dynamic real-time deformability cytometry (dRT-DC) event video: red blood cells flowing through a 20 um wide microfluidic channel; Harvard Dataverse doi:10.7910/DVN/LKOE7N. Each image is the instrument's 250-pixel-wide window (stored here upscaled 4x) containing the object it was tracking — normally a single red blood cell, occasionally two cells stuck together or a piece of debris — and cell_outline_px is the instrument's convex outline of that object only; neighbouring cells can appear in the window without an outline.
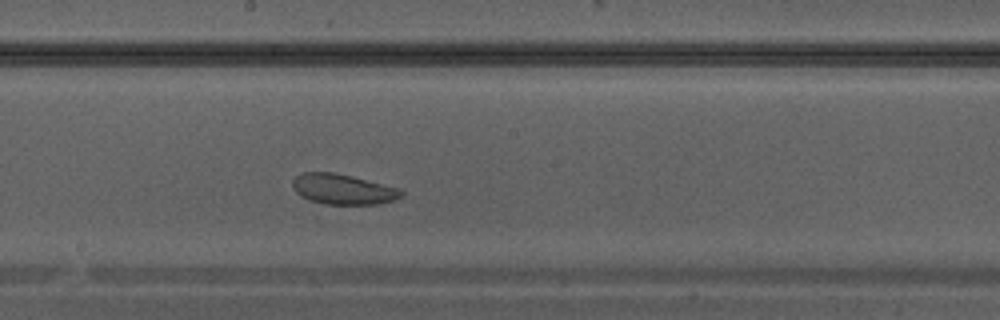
{"species": "Egyptian fruit bat (a non-hibernating species)", "species_latin": "Rousettus aegyptiacus", "temperature_condition": "warm", "stored_images_in_passage": 30, "camera_frame_rate_fps": 3000, "um_per_image_px": 0.085, "animal": {"sex": "male"}, "frame": {"image": 1, "passage_image": 13, "time_ms": 4.0, "image_size_px": [1000, 320], "cell_outline_px": [[404, 196], [396, 200], [380, 204], [324, 204], [308, 200], [300, 196], [292, 188], [292, 180], [296, 176], [304, 172], [332, 172], [400, 188], [404, 192]], "centroid_in_image_um": [29.15, 16.1], "position_along_channel_um": 219.0, "area_um2": 19.31}}